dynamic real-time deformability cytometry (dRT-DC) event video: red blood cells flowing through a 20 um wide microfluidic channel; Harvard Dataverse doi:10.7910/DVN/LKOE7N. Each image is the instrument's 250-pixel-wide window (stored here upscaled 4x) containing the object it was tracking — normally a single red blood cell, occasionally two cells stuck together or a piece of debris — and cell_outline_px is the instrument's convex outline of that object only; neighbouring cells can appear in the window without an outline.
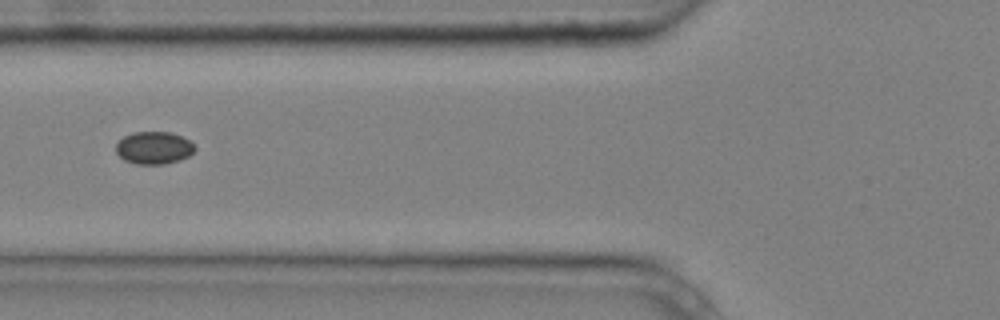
{"species": "common noctule bat (a hibernating species)", "species_latin": "Nyctalus noctula", "temperature_condition": "cold", "stored_images_in_passage": 4, "camera_frame_rate_fps": 3000, "um_per_image_px": 0.085, "animal": {"sex": "male", "body_mass_g": 20.4}, "frame": {"image": 1, "passage_image": 4, "time_ms": 1.0, "image_size_px": [1000, 320], "cell_outline_px": [[196, 148], [188, 156], [180, 160], [164, 164], [136, 164], [124, 160], [116, 152], [116, 144], [124, 136], [132, 132], [172, 132], [188, 140]], "centroid_in_image_um": [13.06, 12.57], "position_along_channel_um": 112.7, "area_um2": 14.85}}